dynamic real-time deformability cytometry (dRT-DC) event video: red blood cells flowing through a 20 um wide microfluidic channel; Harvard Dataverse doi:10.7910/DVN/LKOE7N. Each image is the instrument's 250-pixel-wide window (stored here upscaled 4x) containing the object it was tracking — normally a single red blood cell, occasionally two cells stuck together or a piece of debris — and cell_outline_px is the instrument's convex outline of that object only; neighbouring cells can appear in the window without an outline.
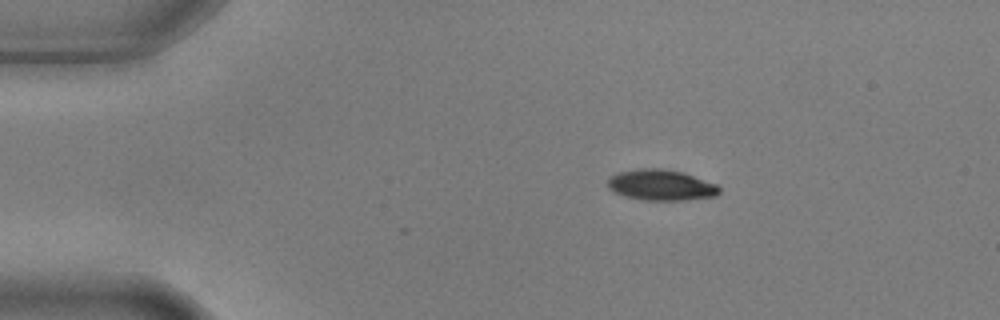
{"species": "common noctule bat (a hibernating species)", "species_latin": "Nyctalus noctula", "temperature_condition": "warm", "stored_images_in_passage": 4, "camera_frame_rate_fps": 3000, "um_per_image_px": 0.085, "animal": {"sex": "male", "body_mass_g": 17.9, "forearm_length_mm": 54.2}, "frame": {"image": 1, "passage_image": 2, "time_ms": 0.333, "image_size_px": [1000, 320], "cell_outline_px": [[720, 192], [716, 196], [684, 200], [644, 200], [624, 196], [608, 188], [608, 176], [620, 172], [640, 168], [660, 168], [684, 172], [716, 184], [720, 188]], "centroid_in_image_um": [56.19, 15.72], "position_along_channel_um": 28.8, "area_um2": 20.06}}